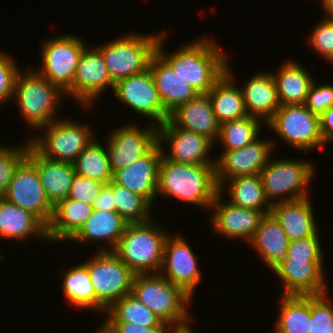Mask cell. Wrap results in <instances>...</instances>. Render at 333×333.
<instances>
[{
  "label": "cell",
  "mask_w": 333,
  "mask_h": 333,
  "mask_svg": "<svg viewBox=\"0 0 333 333\" xmlns=\"http://www.w3.org/2000/svg\"><path fill=\"white\" fill-rule=\"evenodd\" d=\"M17 61L10 54L0 51V105L8 103L14 96L15 81L19 73Z\"/></svg>",
  "instance_id": "cell-44"
},
{
  "label": "cell",
  "mask_w": 333,
  "mask_h": 333,
  "mask_svg": "<svg viewBox=\"0 0 333 333\" xmlns=\"http://www.w3.org/2000/svg\"><path fill=\"white\" fill-rule=\"evenodd\" d=\"M317 232L314 236L290 241L284 260H306V262H323L324 253L321 249V237Z\"/></svg>",
  "instance_id": "cell-42"
},
{
  "label": "cell",
  "mask_w": 333,
  "mask_h": 333,
  "mask_svg": "<svg viewBox=\"0 0 333 333\" xmlns=\"http://www.w3.org/2000/svg\"><path fill=\"white\" fill-rule=\"evenodd\" d=\"M163 149L157 142L144 156L113 174V181L142 195L151 205L157 196L159 163Z\"/></svg>",
  "instance_id": "cell-20"
},
{
  "label": "cell",
  "mask_w": 333,
  "mask_h": 333,
  "mask_svg": "<svg viewBox=\"0 0 333 333\" xmlns=\"http://www.w3.org/2000/svg\"><path fill=\"white\" fill-rule=\"evenodd\" d=\"M265 125L289 147L299 151L323 148L326 144L320 133L319 116L304 104L281 105Z\"/></svg>",
  "instance_id": "cell-10"
},
{
  "label": "cell",
  "mask_w": 333,
  "mask_h": 333,
  "mask_svg": "<svg viewBox=\"0 0 333 333\" xmlns=\"http://www.w3.org/2000/svg\"><path fill=\"white\" fill-rule=\"evenodd\" d=\"M273 333H310L311 295H282Z\"/></svg>",
  "instance_id": "cell-34"
},
{
  "label": "cell",
  "mask_w": 333,
  "mask_h": 333,
  "mask_svg": "<svg viewBox=\"0 0 333 333\" xmlns=\"http://www.w3.org/2000/svg\"><path fill=\"white\" fill-rule=\"evenodd\" d=\"M247 114L265 125L281 106L277 86L271 72H260L247 80L241 88Z\"/></svg>",
  "instance_id": "cell-25"
},
{
  "label": "cell",
  "mask_w": 333,
  "mask_h": 333,
  "mask_svg": "<svg viewBox=\"0 0 333 333\" xmlns=\"http://www.w3.org/2000/svg\"><path fill=\"white\" fill-rule=\"evenodd\" d=\"M218 193L215 165L176 163L162 156L157 195L174 197L209 211Z\"/></svg>",
  "instance_id": "cell-2"
},
{
  "label": "cell",
  "mask_w": 333,
  "mask_h": 333,
  "mask_svg": "<svg viewBox=\"0 0 333 333\" xmlns=\"http://www.w3.org/2000/svg\"><path fill=\"white\" fill-rule=\"evenodd\" d=\"M232 69H227L225 74L214 84L207 93L218 123L221 125L231 120L247 116L241 87L234 85Z\"/></svg>",
  "instance_id": "cell-31"
},
{
  "label": "cell",
  "mask_w": 333,
  "mask_h": 333,
  "mask_svg": "<svg viewBox=\"0 0 333 333\" xmlns=\"http://www.w3.org/2000/svg\"><path fill=\"white\" fill-rule=\"evenodd\" d=\"M259 139L241 149L222 152L215 164L218 186L224 185L226 179L260 174L268 164L276 144L272 140Z\"/></svg>",
  "instance_id": "cell-17"
},
{
  "label": "cell",
  "mask_w": 333,
  "mask_h": 333,
  "mask_svg": "<svg viewBox=\"0 0 333 333\" xmlns=\"http://www.w3.org/2000/svg\"><path fill=\"white\" fill-rule=\"evenodd\" d=\"M101 325L108 333H168L173 327L164 321L154 327H141L133 322H103Z\"/></svg>",
  "instance_id": "cell-47"
},
{
  "label": "cell",
  "mask_w": 333,
  "mask_h": 333,
  "mask_svg": "<svg viewBox=\"0 0 333 333\" xmlns=\"http://www.w3.org/2000/svg\"><path fill=\"white\" fill-rule=\"evenodd\" d=\"M320 133L326 143L333 142V106L319 116Z\"/></svg>",
  "instance_id": "cell-49"
},
{
  "label": "cell",
  "mask_w": 333,
  "mask_h": 333,
  "mask_svg": "<svg viewBox=\"0 0 333 333\" xmlns=\"http://www.w3.org/2000/svg\"><path fill=\"white\" fill-rule=\"evenodd\" d=\"M127 33L103 45L95 46L104 59L114 83L149 69L161 34Z\"/></svg>",
  "instance_id": "cell-6"
},
{
  "label": "cell",
  "mask_w": 333,
  "mask_h": 333,
  "mask_svg": "<svg viewBox=\"0 0 333 333\" xmlns=\"http://www.w3.org/2000/svg\"><path fill=\"white\" fill-rule=\"evenodd\" d=\"M95 291V311H105L118 299L131 293L135 274L113 251H96L84 262ZM104 311V312H103Z\"/></svg>",
  "instance_id": "cell-9"
},
{
  "label": "cell",
  "mask_w": 333,
  "mask_h": 333,
  "mask_svg": "<svg viewBox=\"0 0 333 333\" xmlns=\"http://www.w3.org/2000/svg\"><path fill=\"white\" fill-rule=\"evenodd\" d=\"M222 194L219 192L211 205L210 213L213 232L230 239H241L248 241L254 237L259 227L262 217L271 211H258L250 208H241L232 205L230 202L225 204L222 201Z\"/></svg>",
  "instance_id": "cell-19"
},
{
  "label": "cell",
  "mask_w": 333,
  "mask_h": 333,
  "mask_svg": "<svg viewBox=\"0 0 333 333\" xmlns=\"http://www.w3.org/2000/svg\"><path fill=\"white\" fill-rule=\"evenodd\" d=\"M315 81L310 86L304 105L309 111L320 116L333 106V85L326 82L318 85Z\"/></svg>",
  "instance_id": "cell-46"
},
{
  "label": "cell",
  "mask_w": 333,
  "mask_h": 333,
  "mask_svg": "<svg viewBox=\"0 0 333 333\" xmlns=\"http://www.w3.org/2000/svg\"><path fill=\"white\" fill-rule=\"evenodd\" d=\"M149 70L165 110L170 114L181 104L187 103L199 93L156 53Z\"/></svg>",
  "instance_id": "cell-26"
},
{
  "label": "cell",
  "mask_w": 333,
  "mask_h": 333,
  "mask_svg": "<svg viewBox=\"0 0 333 333\" xmlns=\"http://www.w3.org/2000/svg\"><path fill=\"white\" fill-rule=\"evenodd\" d=\"M70 119L62 117L41 126L39 129L44 137L40 135L29 138L31 146L44 158L74 164L76 158L96 136L88 124Z\"/></svg>",
  "instance_id": "cell-7"
},
{
  "label": "cell",
  "mask_w": 333,
  "mask_h": 333,
  "mask_svg": "<svg viewBox=\"0 0 333 333\" xmlns=\"http://www.w3.org/2000/svg\"><path fill=\"white\" fill-rule=\"evenodd\" d=\"M157 222L128 223L113 252L135 274L159 273L169 233Z\"/></svg>",
  "instance_id": "cell-3"
},
{
  "label": "cell",
  "mask_w": 333,
  "mask_h": 333,
  "mask_svg": "<svg viewBox=\"0 0 333 333\" xmlns=\"http://www.w3.org/2000/svg\"><path fill=\"white\" fill-rule=\"evenodd\" d=\"M314 167L304 159L270 158L259 174L270 204L309 197L307 186L316 173Z\"/></svg>",
  "instance_id": "cell-8"
},
{
  "label": "cell",
  "mask_w": 333,
  "mask_h": 333,
  "mask_svg": "<svg viewBox=\"0 0 333 333\" xmlns=\"http://www.w3.org/2000/svg\"><path fill=\"white\" fill-rule=\"evenodd\" d=\"M3 198L35 215L46 227L49 225L54 205L45 194L37 168L27 158L15 170Z\"/></svg>",
  "instance_id": "cell-13"
},
{
  "label": "cell",
  "mask_w": 333,
  "mask_h": 333,
  "mask_svg": "<svg viewBox=\"0 0 333 333\" xmlns=\"http://www.w3.org/2000/svg\"><path fill=\"white\" fill-rule=\"evenodd\" d=\"M319 23V24H318ZM309 33L308 42L314 51L333 64V20L322 18Z\"/></svg>",
  "instance_id": "cell-43"
},
{
  "label": "cell",
  "mask_w": 333,
  "mask_h": 333,
  "mask_svg": "<svg viewBox=\"0 0 333 333\" xmlns=\"http://www.w3.org/2000/svg\"><path fill=\"white\" fill-rule=\"evenodd\" d=\"M227 182H229L230 185ZM226 183L229 187V189H227L230 197L228 202L232 205L258 211H271L272 205L265 195L260 175L239 176L226 179L224 185L219 186V192L223 196Z\"/></svg>",
  "instance_id": "cell-33"
},
{
  "label": "cell",
  "mask_w": 333,
  "mask_h": 333,
  "mask_svg": "<svg viewBox=\"0 0 333 333\" xmlns=\"http://www.w3.org/2000/svg\"><path fill=\"white\" fill-rule=\"evenodd\" d=\"M27 159L37 168L45 194L53 205L67 198L76 174L73 164L44 158L31 143Z\"/></svg>",
  "instance_id": "cell-27"
},
{
  "label": "cell",
  "mask_w": 333,
  "mask_h": 333,
  "mask_svg": "<svg viewBox=\"0 0 333 333\" xmlns=\"http://www.w3.org/2000/svg\"><path fill=\"white\" fill-rule=\"evenodd\" d=\"M109 133L107 153L113 174L144 156L157 143V126L146 128L134 124L117 127Z\"/></svg>",
  "instance_id": "cell-16"
},
{
  "label": "cell",
  "mask_w": 333,
  "mask_h": 333,
  "mask_svg": "<svg viewBox=\"0 0 333 333\" xmlns=\"http://www.w3.org/2000/svg\"><path fill=\"white\" fill-rule=\"evenodd\" d=\"M13 97L15 99L12 100L19 106V115L25 119L30 129L33 127L36 130L60 117L56 113L66 94L37 70L30 68L26 73L19 71Z\"/></svg>",
  "instance_id": "cell-4"
},
{
  "label": "cell",
  "mask_w": 333,
  "mask_h": 333,
  "mask_svg": "<svg viewBox=\"0 0 333 333\" xmlns=\"http://www.w3.org/2000/svg\"><path fill=\"white\" fill-rule=\"evenodd\" d=\"M323 262L283 260L272 272L282 282V295H321L328 292Z\"/></svg>",
  "instance_id": "cell-21"
},
{
  "label": "cell",
  "mask_w": 333,
  "mask_h": 333,
  "mask_svg": "<svg viewBox=\"0 0 333 333\" xmlns=\"http://www.w3.org/2000/svg\"><path fill=\"white\" fill-rule=\"evenodd\" d=\"M157 142L163 149V156L171 162L216 164V160H212L209 154L214 146L211 139L196 132L178 128L169 119L157 126ZM165 144L169 148V153L164 152L167 151L163 148Z\"/></svg>",
  "instance_id": "cell-14"
},
{
  "label": "cell",
  "mask_w": 333,
  "mask_h": 333,
  "mask_svg": "<svg viewBox=\"0 0 333 333\" xmlns=\"http://www.w3.org/2000/svg\"><path fill=\"white\" fill-rule=\"evenodd\" d=\"M43 43L40 49L42 68L37 72L65 92L72 85L86 43L79 36L69 33L52 37Z\"/></svg>",
  "instance_id": "cell-11"
},
{
  "label": "cell",
  "mask_w": 333,
  "mask_h": 333,
  "mask_svg": "<svg viewBox=\"0 0 333 333\" xmlns=\"http://www.w3.org/2000/svg\"><path fill=\"white\" fill-rule=\"evenodd\" d=\"M31 236L48 241L47 227L32 213L0 199V237L22 242Z\"/></svg>",
  "instance_id": "cell-29"
},
{
  "label": "cell",
  "mask_w": 333,
  "mask_h": 333,
  "mask_svg": "<svg viewBox=\"0 0 333 333\" xmlns=\"http://www.w3.org/2000/svg\"><path fill=\"white\" fill-rule=\"evenodd\" d=\"M113 94L116 99L118 98L117 100L133 109L134 112L151 120L149 123L158 126L169 119L170 114L161 102L149 69L117 81Z\"/></svg>",
  "instance_id": "cell-12"
},
{
  "label": "cell",
  "mask_w": 333,
  "mask_h": 333,
  "mask_svg": "<svg viewBox=\"0 0 333 333\" xmlns=\"http://www.w3.org/2000/svg\"><path fill=\"white\" fill-rule=\"evenodd\" d=\"M196 257L185 238L181 235H169L164 245L163 262L159 272L192 298L203 275Z\"/></svg>",
  "instance_id": "cell-18"
},
{
  "label": "cell",
  "mask_w": 333,
  "mask_h": 333,
  "mask_svg": "<svg viewBox=\"0 0 333 333\" xmlns=\"http://www.w3.org/2000/svg\"><path fill=\"white\" fill-rule=\"evenodd\" d=\"M297 61L288 60L273 72L281 105L304 104L314 79Z\"/></svg>",
  "instance_id": "cell-32"
},
{
  "label": "cell",
  "mask_w": 333,
  "mask_h": 333,
  "mask_svg": "<svg viewBox=\"0 0 333 333\" xmlns=\"http://www.w3.org/2000/svg\"><path fill=\"white\" fill-rule=\"evenodd\" d=\"M290 240L273 214H265L249 245L272 271L285 259Z\"/></svg>",
  "instance_id": "cell-28"
},
{
  "label": "cell",
  "mask_w": 333,
  "mask_h": 333,
  "mask_svg": "<svg viewBox=\"0 0 333 333\" xmlns=\"http://www.w3.org/2000/svg\"><path fill=\"white\" fill-rule=\"evenodd\" d=\"M128 222L116 211H99L94 210L90 218L83 226L69 239L74 242H101L105 246H100L97 251H113L120 237L123 235ZM107 242V244H105ZM109 245V246H108Z\"/></svg>",
  "instance_id": "cell-24"
},
{
  "label": "cell",
  "mask_w": 333,
  "mask_h": 333,
  "mask_svg": "<svg viewBox=\"0 0 333 333\" xmlns=\"http://www.w3.org/2000/svg\"><path fill=\"white\" fill-rule=\"evenodd\" d=\"M97 331H95V333H108L106 330H104L102 327L97 328Z\"/></svg>",
  "instance_id": "cell-52"
},
{
  "label": "cell",
  "mask_w": 333,
  "mask_h": 333,
  "mask_svg": "<svg viewBox=\"0 0 333 333\" xmlns=\"http://www.w3.org/2000/svg\"><path fill=\"white\" fill-rule=\"evenodd\" d=\"M62 293L66 300L77 308L95 310V291L89 270L84 262L64 271Z\"/></svg>",
  "instance_id": "cell-35"
},
{
  "label": "cell",
  "mask_w": 333,
  "mask_h": 333,
  "mask_svg": "<svg viewBox=\"0 0 333 333\" xmlns=\"http://www.w3.org/2000/svg\"><path fill=\"white\" fill-rule=\"evenodd\" d=\"M107 186L113 191L116 212L126 222L141 223L153 219L149 215L152 205L142 195L116 184L113 180Z\"/></svg>",
  "instance_id": "cell-39"
},
{
  "label": "cell",
  "mask_w": 333,
  "mask_h": 333,
  "mask_svg": "<svg viewBox=\"0 0 333 333\" xmlns=\"http://www.w3.org/2000/svg\"><path fill=\"white\" fill-rule=\"evenodd\" d=\"M310 201V197H305L272 205L271 213L290 241L314 236L318 232L319 225Z\"/></svg>",
  "instance_id": "cell-23"
},
{
  "label": "cell",
  "mask_w": 333,
  "mask_h": 333,
  "mask_svg": "<svg viewBox=\"0 0 333 333\" xmlns=\"http://www.w3.org/2000/svg\"><path fill=\"white\" fill-rule=\"evenodd\" d=\"M328 292L311 295L310 333H333V306Z\"/></svg>",
  "instance_id": "cell-41"
},
{
  "label": "cell",
  "mask_w": 333,
  "mask_h": 333,
  "mask_svg": "<svg viewBox=\"0 0 333 333\" xmlns=\"http://www.w3.org/2000/svg\"><path fill=\"white\" fill-rule=\"evenodd\" d=\"M105 185L100 181L76 173L67 198L93 205Z\"/></svg>",
  "instance_id": "cell-45"
},
{
  "label": "cell",
  "mask_w": 333,
  "mask_h": 333,
  "mask_svg": "<svg viewBox=\"0 0 333 333\" xmlns=\"http://www.w3.org/2000/svg\"><path fill=\"white\" fill-rule=\"evenodd\" d=\"M321 6L327 14L324 17L333 20V0H322Z\"/></svg>",
  "instance_id": "cell-50"
},
{
  "label": "cell",
  "mask_w": 333,
  "mask_h": 333,
  "mask_svg": "<svg viewBox=\"0 0 333 333\" xmlns=\"http://www.w3.org/2000/svg\"><path fill=\"white\" fill-rule=\"evenodd\" d=\"M87 48L79 59L72 85L65 91L66 97L73 98L86 108L93 105L108 86L113 90L115 85L101 52L96 47Z\"/></svg>",
  "instance_id": "cell-15"
},
{
  "label": "cell",
  "mask_w": 333,
  "mask_h": 333,
  "mask_svg": "<svg viewBox=\"0 0 333 333\" xmlns=\"http://www.w3.org/2000/svg\"><path fill=\"white\" fill-rule=\"evenodd\" d=\"M165 35L166 31L162 32L156 53L198 93H208L226 72L229 63L226 52L219 43L205 36L187 42L168 55L163 48Z\"/></svg>",
  "instance_id": "cell-1"
},
{
  "label": "cell",
  "mask_w": 333,
  "mask_h": 333,
  "mask_svg": "<svg viewBox=\"0 0 333 333\" xmlns=\"http://www.w3.org/2000/svg\"><path fill=\"white\" fill-rule=\"evenodd\" d=\"M93 205L65 198L54 205L53 215L47 226L48 241H68L90 218Z\"/></svg>",
  "instance_id": "cell-30"
},
{
  "label": "cell",
  "mask_w": 333,
  "mask_h": 333,
  "mask_svg": "<svg viewBox=\"0 0 333 333\" xmlns=\"http://www.w3.org/2000/svg\"><path fill=\"white\" fill-rule=\"evenodd\" d=\"M105 313L104 322H133L141 327H154L163 322L132 293L118 299Z\"/></svg>",
  "instance_id": "cell-37"
},
{
  "label": "cell",
  "mask_w": 333,
  "mask_h": 333,
  "mask_svg": "<svg viewBox=\"0 0 333 333\" xmlns=\"http://www.w3.org/2000/svg\"><path fill=\"white\" fill-rule=\"evenodd\" d=\"M189 322L179 326H173L170 328L168 333H194L192 329L189 327ZM173 328V329H172Z\"/></svg>",
  "instance_id": "cell-51"
},
{
  "label": "cell",
  "mask_w": 333,
  "mask_h": 333,
  "mask_svg": "<svg viewBox=\"0 0 333 333\" xmlns=\"http://www.w3.org/2000/svg\"><path fill=\"white\" fill-rule=\"evenodd\" d=\"M100 141L93 139L76 158L75 172L81 176L88 177L109 184L113 180L107 147L101 145Z\"/></svg>",
  "instance_id": "cell-36"
},
{
  "label": "cell",
  "mask_w": 333,
  "mask_h": 333,
  "mask_svg": "<svg viewBox=\"0 0 333 333\" xmlns=\"http://www.w3.org/2000/svg\"><path fill=\"white\" fill-rule=\"evenodd\" d=\"M0 143V199L7 191L15 170L27 158L30 140L23 146H1Z\"/></svg>",
  "instance_id": "cell-40"
},
{
  "label": "cell",
  "mask_w": 333,
  "mask_h": 333,
  "mask_svg": "<svg viewBox=\"0 0 333 333\" xmlns=\"http://www.w3.org/2000/svg\"><path fill=\"white\" fill-rule=\"evenodd\" d=\"M169 120L178 128L208 137L214 144L218 140L220 124L207 93H199L187 103L178 106L170 113Z\"/></svg>",
  "instance_id": "cell-22"
},
{
  "label": "cell",
  "mask_w": 333,
  "mask_h": 333,
  "mask_svg": "<svg viewBox=\"0 0 333 333\" xmlns=\"http://www.w3.org/2000/svg\"><path fill=\"white\" fill-rule=\"evenodd\" d=\"M261 122L260 119L249 115L225 122L220 125L217 141H219L224 151L241 149L259 137Z\"/></svg>",
  "instance_id": "cell-38"
},
{
  "label": "cell",
  "mask_w": 333,
  "mask_h": 333,
  "mask_svg": "<svg viewBox=\"0 0 333 333\" xmlns=\"http://www.w3.org/2000/svg\"><path fill=\"white\" fill-rule=\"evenodd\" d=\"M93 209L105 212L116 211L113 191L107 185L101 189L93 204Z\"/></svg>",
  "instance_id": "cell-48"
},
{
  "label": "cell",
  "mask_w": 333,
  "mask_h": 333,
  "mask_svg": "<svg viewBox=\"0 0 333 333\" xmlns=\"http://www.w3.org/2000/svg\"><path fill=\"white\" fill-rule=\"evenodd\" d=\"M131 293L162 321L172 326L191 321L188 304L193 298L160 273L135 275Z\"/></svg>",
  "instance_id": "cell-5"
}]
</instances>
